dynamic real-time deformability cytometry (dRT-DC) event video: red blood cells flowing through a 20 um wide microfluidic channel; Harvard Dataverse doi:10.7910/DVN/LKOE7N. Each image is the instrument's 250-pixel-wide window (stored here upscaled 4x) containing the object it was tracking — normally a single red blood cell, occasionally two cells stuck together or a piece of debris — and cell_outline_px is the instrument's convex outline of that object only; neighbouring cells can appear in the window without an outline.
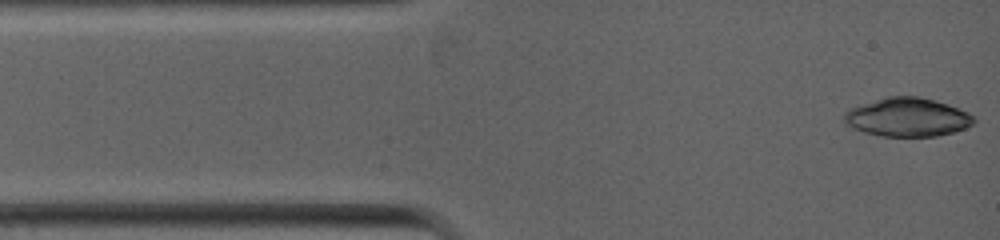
{"species": "common noctule bat (a hibernating species)", "species_latin": "Nyctalus noctula", "temperature_condition": "warm", "stored_images_in_passage": 7, "camera_frame_rate_fps": 5000, "um_per_image_px": 0.085, "animal": {"sex": "female", "body_mass_g": 19.0, "forearm_length_mm": 53.3}, "frame": {"image": 1, "passage_image": 1, "time_ms": 0.0, "image_size_px": [1000, 240], "cell_outline_px": [[976, 120], [972, 124], [964, 128], [952, 132], [936, 136], [880, 136], [864, 132], [852, 128], [844, 120], [844, 112], [848, 108], [888, 96], [920, 96], [936, 100], [948, 104], [968, 112]], "centroid_in_image_um": [77.11, 9.95], "position_along_channel_um": 7.9, "area_um2": 29.19}}
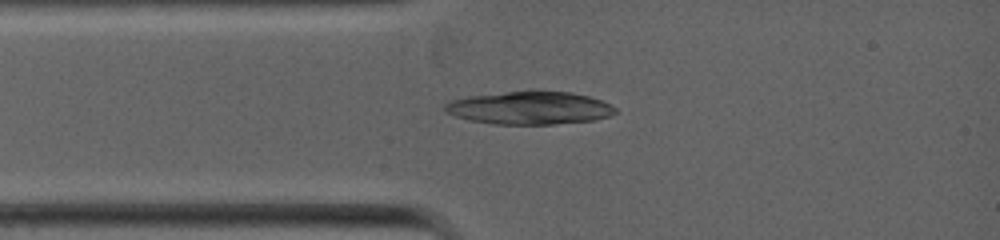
{"frame": {"image": 2, "passage_image": 7, "time_ms": 1.8, "image_size_px": [1000, 240], "cell_outline_px": [[616, 112], [608, 116], [596, 120], [552, 124], [492, 124], [468, 120], [444, 112], [444, 104], [452, 100], [468, 96], [508, 92], [572, 92], [588, 96], [600, 100], [616, 108]], "centroid_in_image_um": [44.99, 9.19], "position_along_channel_um": 40.0, "area_um2": 32.31}}